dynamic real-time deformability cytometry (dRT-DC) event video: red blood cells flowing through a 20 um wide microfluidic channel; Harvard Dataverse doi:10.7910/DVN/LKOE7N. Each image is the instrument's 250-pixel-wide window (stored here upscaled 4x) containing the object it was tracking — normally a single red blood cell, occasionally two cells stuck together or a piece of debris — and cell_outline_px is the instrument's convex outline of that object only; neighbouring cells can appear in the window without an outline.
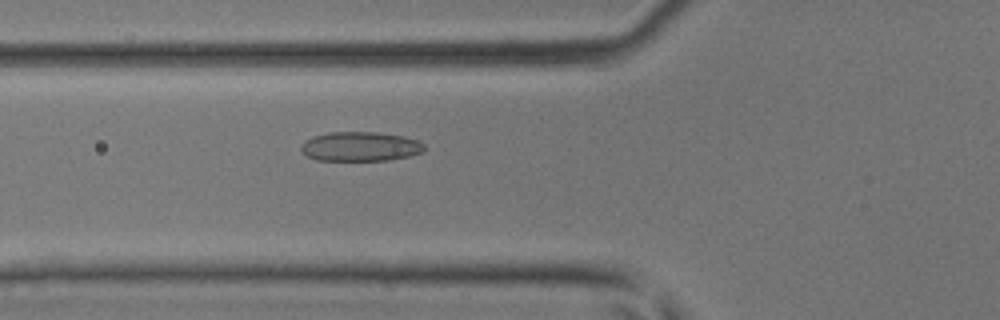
{"species": "common noctule bat (a hibernating species)", "species_latin": "Nyctalus noctula", "temperature_condition": "room temperature", "stored_images_in_passage": 47, "camera_frame_rate_fps": 3000, "um_per_image_px": 0.085, "animal": {"sex": "male", "body_mass_g": 17.9, "forearm_length_mm": 54.2}, "frame": {"image": 1, "passage_image": 18, "time_ms": 5.667, "image_size_px": [1000, 320], "cell_outline_px": [[424, 152], [408, 156], [388, 160], [316, 160], [308, 156], [300, 148], [300, 144], [304, 140], [312, 136], [332, 132], [376, 132], [404, 136], [420, 140], [424, 144]], "centroid_in_image_um": [30.64, 12.44], "position_along_channel_um": 95.2, "area_um2": 21.21}}
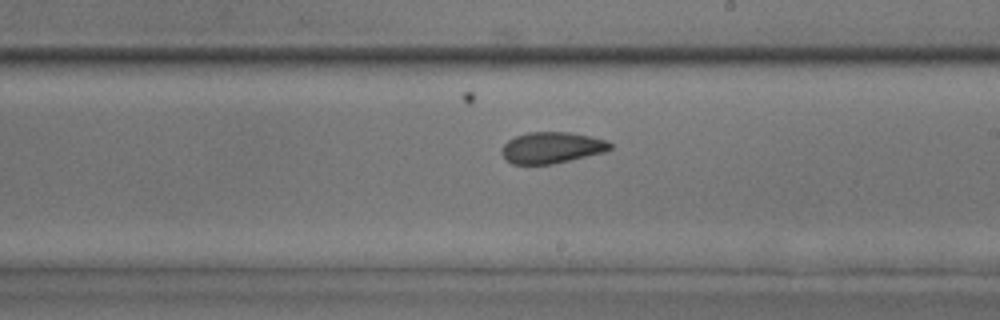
{"frame": {"image": 2, "passage_image": 28, "time_ms": 9.0, "image_size_px": [1000, 320], "cell_outline_px": [[612, 148], [604, 152], [552, 164], [512, 164], [504, 156], [504, 144], [508, 140], [516, 136], [528, 132], [568, 132], [592, 136], [608, 140], [612, 144]], "centroid_in_image_um": [46.95, 12.54], "position_along_channel_um": 242.0, "area_um2": 19.54}}
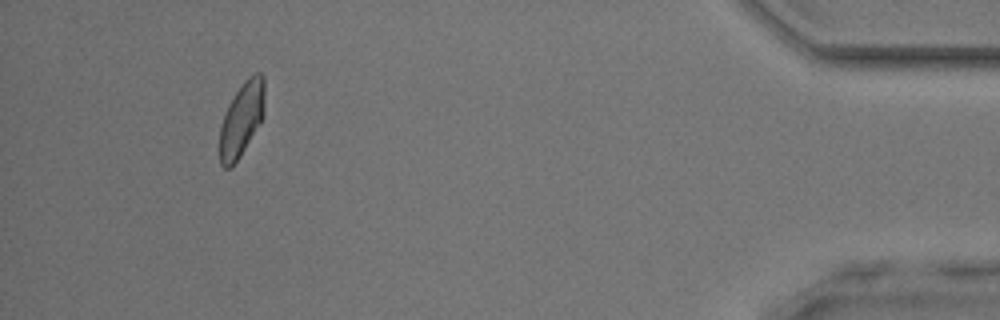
{"frame": {"image": 3, "passage_image": 44, "time_ms": 14.333, "image_size_px": [1000, 320], "cell_outline_px": [[264, 116], [240, 156], [232, 168], [224, 168], [220, 164], [220, 128], [224, 112], [228, 104], [244, 80], [248, 76], [256, 72], [260, 72], [264, 76]], "centroid_in_image_um": [20.54, 10.12], "position_along_channel_um": 414.7, "area_um2": 19.48}}